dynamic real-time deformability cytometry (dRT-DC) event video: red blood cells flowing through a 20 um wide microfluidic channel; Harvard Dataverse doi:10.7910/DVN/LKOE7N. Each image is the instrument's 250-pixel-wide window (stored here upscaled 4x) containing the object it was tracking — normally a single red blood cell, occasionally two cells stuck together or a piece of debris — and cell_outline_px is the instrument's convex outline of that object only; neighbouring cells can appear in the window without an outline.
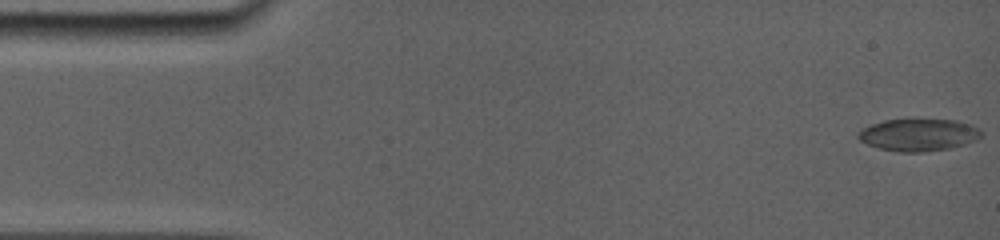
{"species": "common noctule bat (a hibernating species)", "species_latin": "Nyctalus noctula", "temperature_condition": "room temperature", "stored_images_in_passage": 27, "camera_frame_rate_fps": 5000, "um_per_image_px": 0.085, "animal": {"sex": "female", "body_mass_g": 19.0, "forearm_length_mm": 56.7}, "frame": {"image": 1, "passage_image": 1, "time_ms": 0.0, "image_size_px": [1000, 240], "cell_outline_px": [[984, 132], [976, 140], [964, 144], [948, 148], [920, 152], [896, 152], [880, 148], [868, 144], [860, 140], [856, 136], [864, 128], [872, 124], [884, 120], [912, 116], [916, 116], [956, 120], [972, 124]], "centroid_in_image_um": [78.1, 11.4], "position_along_channel_um": 6.9, "area_um2": 23.93}}
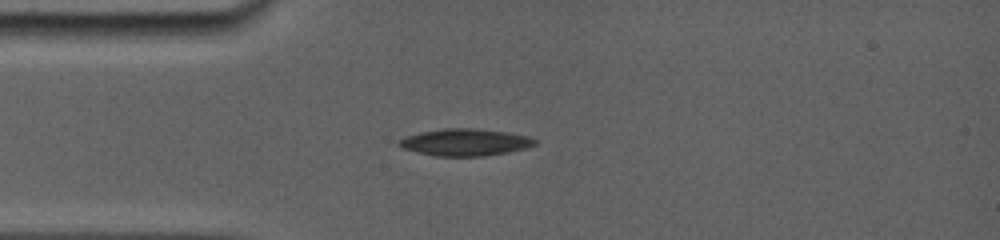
{"frame": {"image": 2, "passage_image": 23, "time_ms": 4.0, "image_size_px": [1000, 240], "cell_outline_px": [[536, 144], [524, 148], [508, 152], [484, 156], [436, 156], [416, 152], [404, 148], [396, 144], [400, 140], [408, 136], [420, 132], [444, 128], [472, 128], [508, 132], [528, 136], [536, 140]], "centroid_in_image_um": [39.54, 12.09], "position_along_channel_um": 45.5, "area_um2": 21.21}}